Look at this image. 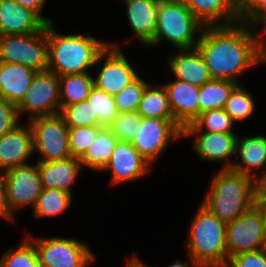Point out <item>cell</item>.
<instances>
[{"label": "cell", "mask_w": 266, "mask_h": 267, "mask_svg": "<svg viewBox=\"0 0 266 267\" xmlns=\"http://www.w3.org/2000/svg\"><path fill=\"white\" fill-rule=\"evenodd\" d=\"M196 48L201 53L213 79L239 78L251 68L266 64L256 30L242 22L227 26H204Z\"/></svg>", "instance_id": "obj_1"}, {"label": "cell", "mask_w": 266, "mask_h": 267, "mask_svg": "<svg viewBox=\"0 0 266 267\" xmlns=\"http://www.w3.org/2000/svg\"><path fill=\"white\" fill-rule=\"evenodd\" d=\"M53 24H47L48 70L58 76L92 70L109 41L86 33L61 34Z\"/></svg>", "instance_id": "obj_2"}, {"label": "cell", "mask_w": 266, "mask_h": 267, "mask_svg": "<svg viewBox=\"0 0 266 267\" xmlns=\"http://www.w3.org/2000/svg\"><path fill=\"white\" fill-rule=\"evenodd\" d=\"M201 202L225 223L234 221L256 203V180L231 169H219Z\"/></svg>", "instance_id": "obj_3"}, {"label": "cell", "mask_w": 266, "mask_h": 267, "mask_svg": "<svg viewBox=\"0 0 266 267\" xmlns=\"http://www.w3.org/2000/svg\"><path fill=\"white\" fill-rule=\"evenodd\" d=\"M226 225L202 203L197 208L188 231L186 250L203 267H226Z\"/></svg>", "instance_id": "obj_4"}, {"label": "cell", "mask_w": 266, "mask_h": 267, "mask_svg": "<svg viewBox=\"0 0 266 267\" xmlns=\"http://www.w3.org/2000/svg\"><path fill=\"white\" fill-rule=\"evenodd\" d=\"M204 25L182 0H159L156 30L145 47H158L163 41L178 50L196 48Z\"/></svg>", "instance_id": "obj_5"}, {"label": "cell", "mask_w": 266, "mask_h": 267, "mask_svg": "<svg viewBox=\"0 0 266 267\" xmlns=\"http://www.w3.org/2000/svg\"><path fill=\"white\" fill-rule=\"evenodd\" d=\"M26 236L33 242L42 267H92L95 261L89 245L81 240Z\"/></svg>", "instance_id": "obj_6"}, {"label": "cell", "mask_w": 266, "mask_h": 267, "mask_svg": "<svg viewBox=\"0 0 266 267\" xmlns=\"http://www.w3.org/2000/svg\"><path fill=\"white\" fill-rule=\"evenodd\" d=\"M47 25L33 34L0 36V62L20 64L37 72L48 70Z\"/></svg>", "instance_id": "obj_7"}, {"label": "cell", "mask_w": 266, "mask_h": 267, "mask_svg": "<svg viewBox=\"0 0 266 267\" xmlns=\"http://www.w3.org/2000/svg\"><path fill=\"white\" fill-rule=\"evenodd\" d=\"M33 131L34 152L38 161H55L71 157L69 148V128L58 113L38 116L28 121Z\"/></svg>", "instance_id": "obj_8"}, {"label": "cell", "mask_w": 266, "mask_h": 267, "mask_svg": "<svg viewBox=\"0 0 266 267\" xmlns=\"http://www.w3.org/2000/svg\"><path fill=\"white\" fill-rule=\"evenodd\" d=\"M95 67L100 69L93 75L96 76L93 77L94 86L111 96H115L139 77V73L121 50L119 42H109L99 54Z\"/></svg>", "instance_id": "obj_9"}, {"label": "cell", "mask_w": 266, "mask_h": 267, "mask_svg": "<svg viewBox=\"0 0 266 267\" xmlns=\"http://www.w3.org/2000/svg\"><path fill=\"white\" fill-rule=\"evenodd\" d=\"M228 257L266 248L264 217L254 204L234 221L226 225Z\"/></svg>", "instance_id": "obj_10"}, {"label": "cell", "mask_w": 266, "mask_h": 267, "mask_svg": "<svg viewBox=\"0 0 266 267\" xmlns=\"http://www.w3.org/2000/svg\"><path fill=\"white\" fill-rule=\"evenodd\" d=\"M181 139L183 129L176 120L142 117L141 125L131 143L151 165H154L172 141Z\"/></svg>", "instance_id": "obj_11"}, {"label": "cell", "mask_w": 266, "mask_h": 267, "mask_svg": "<svg viewBox=\"0 0 266 267\" xmlns=\"http://www.w3.org/2000/svg\"><path fill=\"white\" fill-rule=\"evenodd\" d=\"M20 116L29 113L28 120L60 112L59 76L49 70L37 72L24 99L17 106ZM24 113V114H23Z\"/></svg>", "instance_id": "obj_12"}, {"label": "cell", "mask_w": 266, "mask_h": 267, "mask_svg": "<svg viewBox=\"0 0 266 267\" xmlns=\"http://www.w3.org/2000/svg\"><path fill=\"white\" fill-rule=\"evenodd\" d=\"M6 186L7 203L15 213L30 207L33 208L43 191V184L36 164H26L2 173ZM16 210V211H15Z\"/></svg>", "instance_id": "obj_13"}, {"label": "cell", "mask_w": 266, "mask_h": 267, "mask_svg": "<svg viewBox=\"0 0 266 267\" xmlns=\"http://www.w3.org/2000/svg\"><path fill=\"white\" fill-rule=\"evenodd\" d=\"M152 165L132 146L118 141L102 172H110V185L134 182L149 174Z\"/></svg>", "instance_id": "obj_14"}, {"label": "cell", "mask_w": 266, "mask_h": 267, "mask_svg": "<svg viewBox=\"0 0 266 267\" xmlns=\"http://www.w3.org/2000/svg\"><path fill=\"white\" fill-rule=\"evenodd\" d=\"M192 136V148L200 161L222 163L221 169H231L235 162L231 157L235 156L237 134L183 132V138Z\"/></svg>", "instance_id": "obj_15"}, {"label": "cell", "mask_w": 266, "mask_h": 267, "mask_svg": "<svg viewBox=\"0 0 266 267\" xmlns=\"http://www.w3.org/2000/svg\"><path fill=\"white\" fill-rule=\"evenodd\" d=\"M34 153L33 131L26 122L0 137V173L29 164Z\"/></svg>", "instance_id": "obj_16"}, {"label": "cell", "mask_w": 266, "mask_h": 267, "mask_svg": "<svg viewBox=\"0 0 266 267\" xmlns=\"http://www.w3.org/2000/svg\"><path fill=\"white\" fill-rule=\"evenodd\" d=\"M163 83L169 99L170 108L176 123L184 129L199 115V89L184 81L172 79Z\"/></svg>", "instance_id": "obj_17"}, {"label": "cell", "mask_w": 266, "mask_h": 267, "mask_svg": "<svg viewBox=\"0 0 266 267\" xmlns=\"http://www.w3.org/2000/svg\"><path fill=\"white\" fill-rule=\"evenodd\" d=\"M169 54L166 64L173 79L184 81L199 87L212 80L201 53L197 48L182 49Z\"/></svg>", "instance_id": "obj_18"}, {"label": "cell", "mask_w": 266, "mask_h": 267, "mask_svg": "<svg viewBox=\"0 0 266 267\" xmlns=\"http://www.w3.org/2000/svg\"><path fill=\"white\" fill-rule=\"evenodd\" d=\"M126 5L128 25L144 48L153 40L159 0H122Z\"/></svg>", "instance_id": "obj_19"}, {"label": "cell", "mask_w": 266, "mask_h": 267, "mask_svg": "<svg viewBox=\"0 0 266 267\" xmlns=\"http://www.w3.org/2000/svg\"><path fill=\"white\" fill-rule=\"evenodd\" d=\"M237 154L240 162L239 160L234 162L231 170L249 175L256 180L266 171V136L261 134L241 138L237 136L235 155ZM255 170L261 172L258 174Z\"/></svg>", "instance_id": "obj_20"}, {"label": "cell", "mask_w": 266, "mask_h": 267, "mask_svg": "<svg viewBox=\"0 0 266 267\" xmlns=\"http://www.w3.org/2000/svg\"><path fill=\"white\" fill-rule=\"evenodd\" d=\"M37 167L43 188L60 189L72 195L71 186L83 171L80 158L73 156L48 162L37 161Z\"/></svg>", "instance_id": "obj_21"}, {"label": "cell", "mask_w": 266, "mask_h": 267, "mask_svg": "<svg viewBox=\"0 0 266 267\" xmlns=\"http://www.w3.org/2000/svg\"><path fill=\"white\" fill-rule=\"evenodd\" d=\"M46 24L31 10L15 0L0 1V36L33 34Z\"/></svg>", "instance_id": "obj_22"}, {"label": "cell", "mask_w": 266, "mask_h": 267, "mask_svg": "<svg viewBox=\"0 0 266 267\" xmlns=\"http://www.w3.org/2000/svg\"><path fill=\"white\" fill-rule=\"evenodd\" d=\"M36 73L20 64L0 62V97L18 106Z\"/></svg>", "instance_id": "obj_23"}, {"label": "cell", "mask_w": 266, "mask_h": 267, "mask_svg": "<svg viewBox=\"0 0 266 267\" xmlns=\"http://www.w3.org/2000/svg\"><path fill=\"white\" fill-rule=\"evenodd\" d=\"M204 26H227L240 22L230 0H182Z\"/></svg>", "instance_id": "obj_24"}, {"label": "cell", "mask_w": 266, "mask_h": 267, "mask_svg": "<svg viewBox=\"0 0 266 267\" xmlns=\"http://www.w3.org/2000/svg\"><path fill=\"white\" fill-rule=\"evenodd\" d=\"M117 143L118 139L112 131L103 127L86 153L80 158L83 168L102 173Z\"/></svg>", "instance_id": "obj_25"}, {"label": "cell", "mask_w": 266, "mask_h": 267, "mask_svg": "<svg viewBox=\"0 0 266 267\" xmlns=\"http://www.w3.org/2000/svg\"><path fill=\"white\" fill-rule=\"evenodd\" d=\"M144 118L175 120L170 108L167 91L163 84L149 83L141 97L137 111Z\"/></svg>", "instance_id": "obj_26"}, {"label": "cell", "mask_w": 266, "mask_h": 267, "mask_svg": "<svg viewBox=\"0 0 266 267\" xmlns=\"http://www.w3.org/2000/svg\"><path fill=\"white\" fill-rule=\"evenodd\" d=\"M93 87L94 78L89 72L59 76L60 109L86 100Z\"/></svg>", "instance_id": "obj_27"}, {"label": "cell", "mask_w": 266, "mask_h": 267, "mask_svg": "<svg viewBox=\"0 0 266 267\" xmlns=\"http://www.w3.org/2000/svg\"><path fill=\"white\" fill-rule=\"evenodd\" d=\"M73 195L60 189L43 188L36 204L32 208L35 219L56 217L68 211L72 206Z\"/></svg>", "instance_id": "obj_28"}, {"label": "cell", "mask_w": 266, "mask_h": 267, "mask_svg": "<svg viewBox=\"0 0 266 267\" xmlns=\"http://www.w3.org/2000/svg\"><path fill=\"white\" fill-rule=\"evenodd\" d=\"M238 83L212 79L199 89V114L212 109H224L226 101Z\"/></svg>", "instance_id": "obj_29"}, {"label": "cell", "mask_w": 266, "mask_h": 267, "mask_svg": "<svg viewBox=\"0 0 266 267\" xmlns=\"http://www.w3.org/2000/svg\"><path fill=\"white\" fill-rule=\"evenodd\" d=\"M236 124L224 109H212L202 112L183 132H211L235 134Z\"/></svg>", "instance_id": "obj_30"}, {"label": "cell", "mask_w": 266, "mask_h": 267, "mask_svg": "<svg viewBox=\"0 0 266 267\" xmlns=\"http://www.w3.org/2000/svg\"><path fill=\"white\" fill-rule=\"evenodd\" d=\"M242 84H238L226 101L224 110L236 122H243L253 116L256 110L254 95Z\"/></svg>", "instance_id": "obj_31"}, {"label": "cell", "mask_w": 266, "mask_h": 267, "mask_svg": "<svg viewBox=\"0 0 266 267\" xmlns=\"http://www.w3.org/2000/svg\"><path fill=\"white\" fill-rule=\"evenodd\" d=\"M93 109V118L104 128H109L118 115L114 96L99 90L95 86L87 98Z\"/></svg>", "instance_id": "obj_32"}, {"label": "cell", "mask_w": 266, "mask_h": 267, "mask_svg": "<svg viewBox=\"0 0 266 267\" xmlns=\"http://www.w3.org/2000/svg\"><path fill=\"white\" fill-rule=\"evenodd\" d=\"M0 267H42L33 242L25 235L21 244L5 251Z\"/></svg>", "instance_id": "obj_33"}, {"label": "cell", "mask_w": 266, "mask_h": 267, "mask_svg": "<svg viewBox=\"0 0 266 267\" xmlns=\"http://www.w3.org/2000/svg\"><path fill=\"white\" fill-rule=\"evenodd\" d=\"M59 114L68 128L100 126L93 118L92 104L88 99L62 107Z\"/></svg>", "instance_id": "obj_34"}, {"label": "cell", "mask_w": 266, "mask_h": 267, "mask_svg": "<svg viewBox=\"0 0 266 267\" xmlns=\"http://www.w3.org/2000/svg\"><path fill=\"white\" fill-rule=\"evenodd\" d=\"M149 84L146 79L139 76L135 81L122 89L114 96L116 107L119 113L136 112L141 101L142 94Z\"/></svg>", "instance_id": "obj_35"}, {"label": "cell", "mask_w": 266, "mask_h": 267, "mask_svg": "<svg viewBox=\"0 0 266 267\" xmlns=\"http://www.w3.org/2000/svg\"><path fill=\"white\" fill-rule=\"evenodd\" d=\"M102 126L69 128V148L73 157L81 158L94 142Z\"/></svg>", "instance_id": "obj_36"}, {"label": "cell", "mask_w": 266, "mask_h": 267, "mask_svg": "<svg viewBox=\"0 0 266 267\" xmlns=\"http://www.w3.org/2000/svg\"><path fill=\"white\" fill-rule=\"evenodd\" d=\"M141 120L142 116L138 112L118 113L109 129L118 141L132 142L141 125Z\"/></svg>", "instance_id": "obj_37"}, {"label": "cell", "mask_w": 266, "mask_h": 267, "mask_svg": "<svg viewBox=\"0 0 266 267\" xmlns=\"http://www.w3.org/2000/svg\"><path fill=\"white\" fill-rule=\"evenodd\" d=\"M17 106L0 97V137L20 124Z\"/></svg>", "instance_id": "obj_38"}, {"label": "cell", "mask_w": 266, "mask_h": 267, "mask_svg": "<svg viewBox=\"0 0 266 267\" xmlns=\"http://www.w3.org/2000/svg\"><path fill=\"white\" fill-rule=\"evenodd\" d=\"M226 267H266V248L231 256Z\"/></svg>", "instance_id": "obj_39"}, {"label": "cell", "mask_w": 266, "mask_h": 267, "mask_svg": "<svg viewBox=\"0 0 266 267\" xmlns=\"http://www.w3.org/2000/svg\"><path fill=\"white\" fill-rule=\"evenodd\" d=\"M266 19V0H255L253 6L240 18V22L254 29Z\"/></svg>", "instance_id": "obj_40"}, {"label": "cell", "mask_w": 266, "mask_h": 267, "mask_svg": "<svg viewBox=\"0 0 266 267\" xmlns=\"http://www.w3.org/2000/svg\"><path fill=\"white\" fill-rule=\"evenodd\" d=\"M0 218H4L9 222H15L14 220L16 218L7 203L6 186L2 173H0Z\"/></svg>", "instance_id": "obj_41"}, {"label": "cell", "mask_w": 266, "mask_h": 267, "mask_svg": "<svg viewBox=\"0 0 266 267\" xmlns=\"http://www.w3.org/2000/svg\"><path fill=\"white\" fill-rule=\"evenodd\" d=\"M21 6L34 12L46 25L53 23V20L42 14L46 0H15Z\"/></svg>", "instance_id": "obj_42"}, {"label": "cell", "mask_w": 266, "mask_h": 267, "mask_svg": "<svg viewBox=\"0 0 266 267\" xmlns=\"http://www.w3.org/2000/svg\"><path fill=\"white\" fill-rule=\"evenodd\" d=\"M255 3V0H230L232 9L242 17Z\"/></svg>", "instance_id": "obj_43"}, {"label": "cell", "mask_w": 266, "mask_h": 267, "mask_svg": "<svg viewBox=\"0 0 266 267\" xmlns=\"http://www.w3.org/2000/svg\"><path fill=\"white\" fill-rule=\"evenodd\" d=\"M258 27L255 29L258 34V47L262 56L266 59V19Z\"/></svg>", "instance_id": "obj_44"}, {"label": "cell", "mask_w": 266, "mask_h": 267, "mask_svg": "<svg viewBox=\"0 0 266 267\" xmlns=\"http://www.w3.org/2000/svg\"><path fill=\"white\" fill-rule=\"evenodd\" d=\"M256 198H266V171L256 179Z\"/></svg>", "instance_id": "obj_45"}, {"label": "cell", "mask_w": 266, "mask_h": 267, "mask_svg": "<svg viewBox=\"0 0 266 267\" xmlns=\"http://www.w3.org/2000/svg\"><path fill=\"white\" fill-rule=\"evenodd\" d=\"M168 267H203L199 263H197L190 255L188 256L187 262L180 261L178 259L175 262L168 264Z\"/></svg>", "instance_id": "obj_46"}, {"label": "cell", "mask_w": 266, "mask_h": 267, "mask_svg": "<svg viewBox=\"0 0 266 267\" xmlns=\"http://www.w3.org/2000/svg\"><path fill=\"white\" fill-rule=\"evenodd\" d=\"M255 204L259 207L264 217V225H265V232H266V198H256Z\"/></svg>", "instance_id": "obj_47"}, {"label": "cell", "mask_w": 266, "mask_h": 267, "mask_svg": "<svg viewBox=\"0 0 266 267\" xmlns=\"http://www.w3.org/2000/svg\"><path fill=\"white\" fill-rule=\"evenodd\" d=\"M125 267H143V260L134 255L128 258Z\"/></svg>", "instance_id": "obj_48"}]
</instances>
